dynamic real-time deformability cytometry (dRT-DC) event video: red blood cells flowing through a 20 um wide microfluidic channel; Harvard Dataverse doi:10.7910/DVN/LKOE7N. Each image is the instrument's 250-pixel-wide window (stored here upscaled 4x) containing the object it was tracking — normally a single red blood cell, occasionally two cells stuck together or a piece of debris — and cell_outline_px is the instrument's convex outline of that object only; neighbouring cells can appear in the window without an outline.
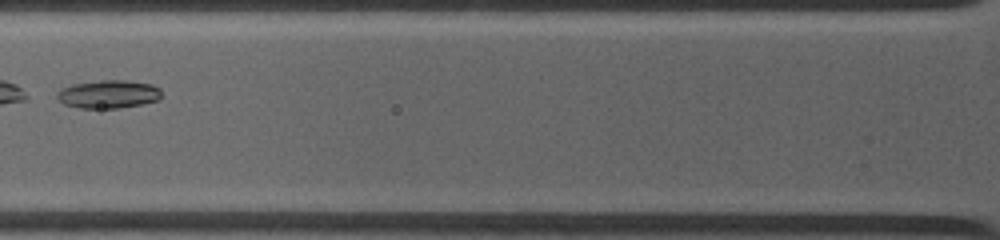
{"species": "common noctule bat (a hibernating species)", "species_latin": "Nyctalus noctula", "temperature_condition": "warm", "stored_images_in_passage": 20, "camera_frame_rate_fps": 4500, "um_per_image_px": 0.085, "animal": {"sex": "female", "body_mass_g": 19.0, "forearm_length_mm": 53.3}, "frame": {"image": 1, "passage_image": 4, "time_ms": 1.111, "image_size_px": [1000, 240], "cell_outline_px": [[160, 96], [156, 100], [140, 104], [116, 108], [80, 108], [64, 104], [56, 96], [56, 92], [60, 88], [72, 84], [100, 80], [124, 80], [152, 84], [160, 88]], "centroid_in_image_um": [9.16, 7.99], "position_along_channel_um": 116.6, "area_um2": 17.05}}